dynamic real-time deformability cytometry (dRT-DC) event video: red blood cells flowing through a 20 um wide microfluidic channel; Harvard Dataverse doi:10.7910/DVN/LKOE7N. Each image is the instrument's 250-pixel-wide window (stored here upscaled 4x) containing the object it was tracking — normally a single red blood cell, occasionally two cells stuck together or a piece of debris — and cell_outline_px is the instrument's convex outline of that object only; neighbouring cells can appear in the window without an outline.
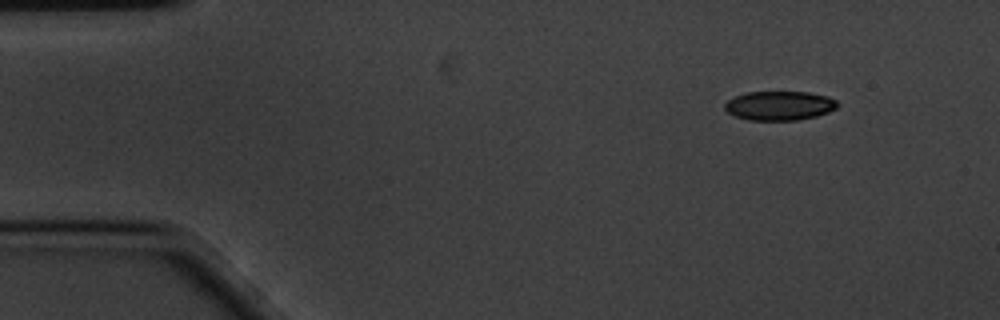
{"species": "common noctule bat (a hibernating species)", "species_latin": "Nyctalus noctula", "temperature_condition": "cold", "stored_images_in_passage": 53, "camera_frame_rate_fps": 3000, "um_per_image_px": 0.085, "animal": {"sex": "male", "body_mass_g": 20.1, "forearm_length_mm": 53.5}, "frame": {"image": 1, "passage_image": 1, "time_ms": 0.0, "image_size_px": [1000, 320], "cell_outline_px": [[840, 104], [836, 108], [828, 112], [816, 116], [796, 120], [748, 120], [736, 116], [728, 112], [724, 108], [724, 104], [728, 100], [736, 96], [748, 92], [808, 92], [828, 96], [836, 100]], "centroid_in_image_um": [66.28, 8.98], "position_along_channel_um": 18.7, "area_um2": 19.13}}
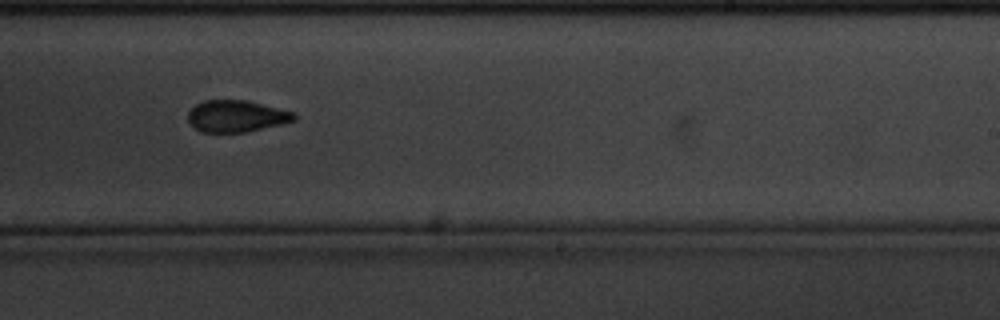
{"frame": {"image": 2, "passage_image": 30, "time_ms": 9.667, "image_size_px": [1000, 320], "cell_outline_px": [[296, 120], [244, 132], [200, 132], [188, 120], [188, 112], [196, 104], [204, 100], [244, 100], [296, 112]], "centroid_in_image_um": [20.08, 9.86], "position_along_channel_um": 268.9, "area_um2": 19.36}}
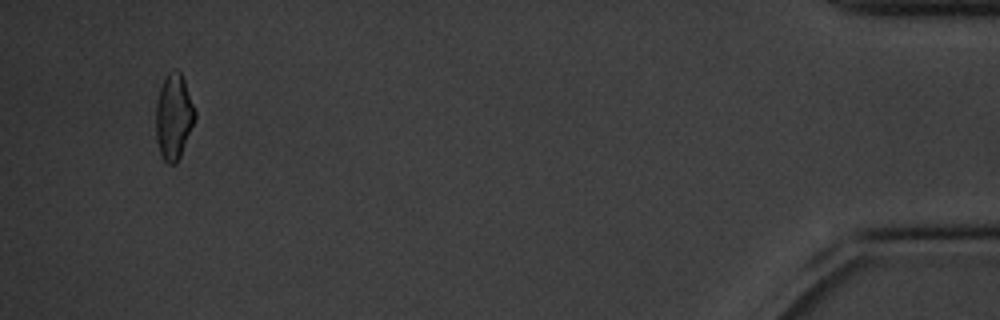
{"frame": {"image": 3, "passage_image": 50, "time_ms": 16.333, "image_size_px": [1000, 320], "cell_outline_px": [[196, 116], [180, 156], [176, 164], [168, 164], [164, 160], [160, 152], [156, 140], [156, 104], [160, 88], [168, 72], [172, 68], [176, 68], [180, 72], [184, 80], [196, 112]], "centroid_in_image_um": [14.76, 9.9], "position_along_channel_um": 420.4, "area_um2": 19.31}}